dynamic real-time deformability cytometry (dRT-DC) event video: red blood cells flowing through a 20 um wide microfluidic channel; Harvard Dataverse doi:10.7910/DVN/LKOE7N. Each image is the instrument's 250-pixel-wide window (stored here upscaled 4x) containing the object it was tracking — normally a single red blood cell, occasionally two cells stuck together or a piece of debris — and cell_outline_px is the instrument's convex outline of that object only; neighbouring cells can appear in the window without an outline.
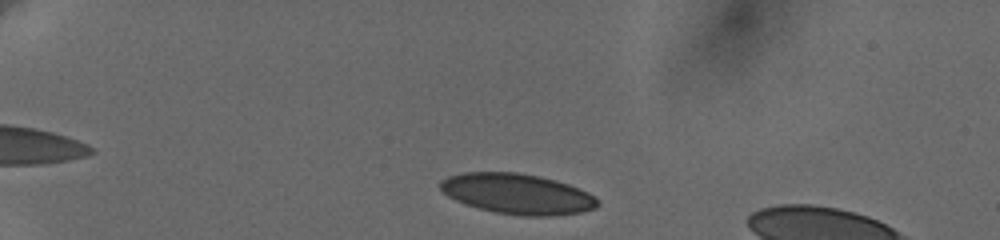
{"species": "human", "species_latin": "Homo sapiens", "temperature_condition": "cold", "stored_images_in_passage": 42, "camera_frame_rate_fps": 3000, "um_per_image_px": 0.085, "donor": {"sex": "female"}, "frame": {"image": 1, "passage_image": 4, "time_ms": 1.0, "image_size_px": [1000, 240], "cell_outline_px": [[600, 204], [596, 208], [580, 212], [548, 216], [524, 216], [496, 212], [480, 208], [456, 200], [448, 196], [440, 188], [440, 180], [448, 176], [464, 172], [516, 172], [540, 176], [556, 180], [568, 184], [588, 192], [596, 196]], "centroid_in_image_um": [44.0, 16.47], "position_along_channel_um": 41.0, "area_um2": 36.93}}
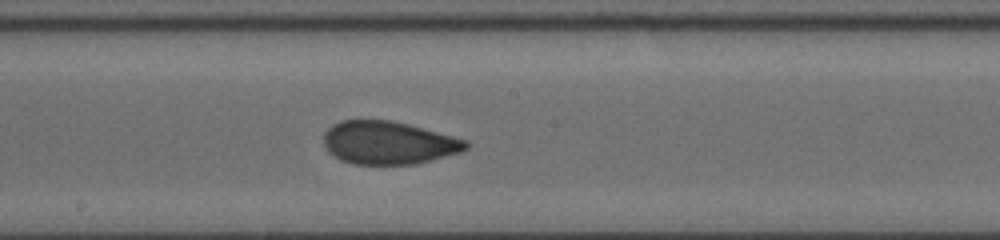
{"frame": {"image": 2, "passage_image": 24, "time_ms": 7.667, "image_size_px": [1000, 240], "cell_outline_px": [[468, 148], [460, 152], [416, 164], [352, 164], [340, 160], [332, 156], [328, 152], [324, 144], [324, 132], [332, 124], [340, 120], [392, 120], [408, 124], [468, 140]], "centroid_in_image_um": [32.99, 12.13], "position_along_channel_um": 215.2, "area_um2": 35.78}}
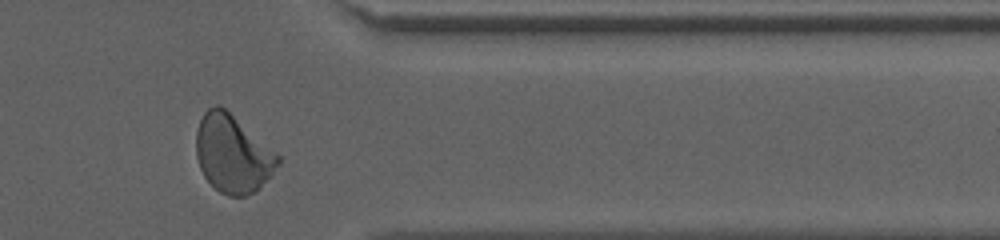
{"frame": {"image": 3, "passage_image": 39, "time_ms": 12.667, "image_size_px": [1000, 240], "cell_outline_px": [[280, 164], [252, 192], [244, 196], [228, 196], [220, 192], [204, 176], [200, 168], [196, 156], [196, 132], [200, 120], [204, 112], [208, 108], [216, 104], [220, 104], [280, 156]], "centroid_in_image_um": [19.73, 13.05], "position_along_channel_um": 391.7, "area_um2": 36.36}, "authors_computed_cell_mechanics": {"area_um2": 36.3562, "velocity_mm_per_s": 3.6305, "shape_relaxation_time_tau1_ms": 7.7609, "shape_relaxation_time_tau2_ms": 0.9454, "deformation_change_tau1": 0.1752, "deformation_change_tau2": 0.0595}}